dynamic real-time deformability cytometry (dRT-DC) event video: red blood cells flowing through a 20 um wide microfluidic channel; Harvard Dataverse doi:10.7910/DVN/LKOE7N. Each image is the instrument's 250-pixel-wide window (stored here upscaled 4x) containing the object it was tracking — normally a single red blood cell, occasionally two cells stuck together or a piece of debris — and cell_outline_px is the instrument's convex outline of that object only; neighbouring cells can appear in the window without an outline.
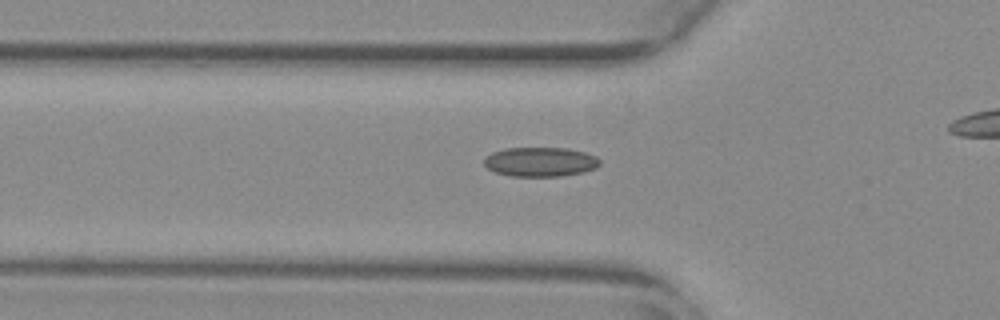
{"species": "common noctule bat (a hibernating species)", "species_latin": "Nyctalus noctula", "temperature_condition": "warm", "stored_images_in_passage": 36, "camera_frame_rate_fps": 3000, "um_per_image_px": 0.085, "animal": {"sex": "female", "body_mass_g": 29.2, "forearm_length_mm": 56.3}, "frame": {"image": 1, "passage_image": 10, "time_ms": 3.0, "image_size_px": [1000, 320], "cell_outline_px": [[600, 164], [596, 168], [584, 172], [560, 176], [512, 176], [496, 172], [488, 168], [484, 164], [484, 156], [492, 152], [504, 148], [568, 148], [584, 152], [596, 156], [600, 160]], "centroid_in_image_um": [45.93, 13.75], "position_along_channel_um": 79.9, "area_um2": 19.88}}
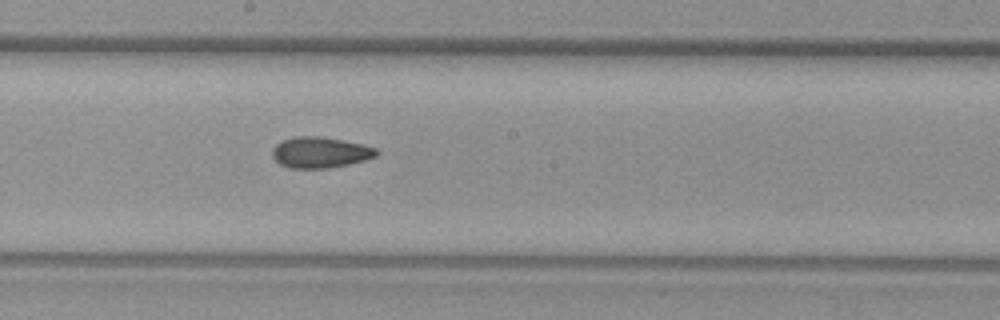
{"frame": {"image": 2, "passage_image": 21, "time_ms": 6.667, "image_size_px": [1000, 320], "cell_outline_px": [[380, 152], [376, 156], [364, 160], [348, 164], [328, 168], [288, 168], [280, 164], [272, 156], [272, 148], [276, 144], [284, 140], [296, 136], [320, 136], [344, 140], [364, 144], [376, 148]], "centroid_in_image_um": [27.23, 12.95], "position_along_channel_um": 221.0, "area_um2": 18.84}}
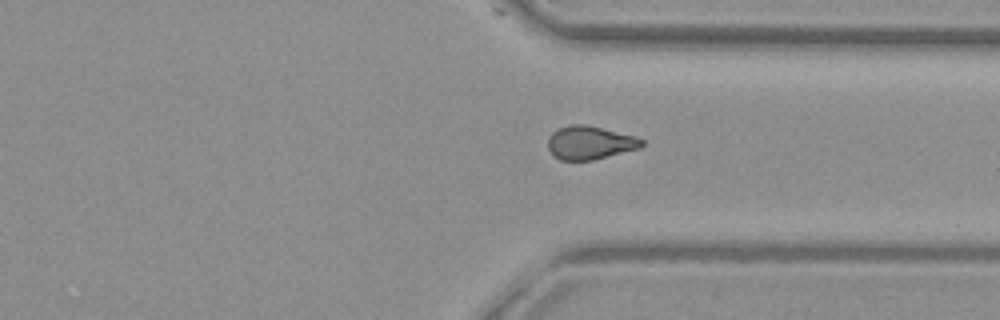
{"frame": {"image": 3, "passage_image": 32, "time_ms": 10.333, "image_size_px": [1000, 320], "cell_outline_px": [[644, 144], [640, 148], [592, 160], [560, 160], [548, 148], [548, 136], [556, 128], [572, 124], [584, 124], [636, 136], [644, 140]], "centroid_in_image_um": [50.14, 12.12], "position_along_channel_um": 361.3, "area_um2": 18.21}}